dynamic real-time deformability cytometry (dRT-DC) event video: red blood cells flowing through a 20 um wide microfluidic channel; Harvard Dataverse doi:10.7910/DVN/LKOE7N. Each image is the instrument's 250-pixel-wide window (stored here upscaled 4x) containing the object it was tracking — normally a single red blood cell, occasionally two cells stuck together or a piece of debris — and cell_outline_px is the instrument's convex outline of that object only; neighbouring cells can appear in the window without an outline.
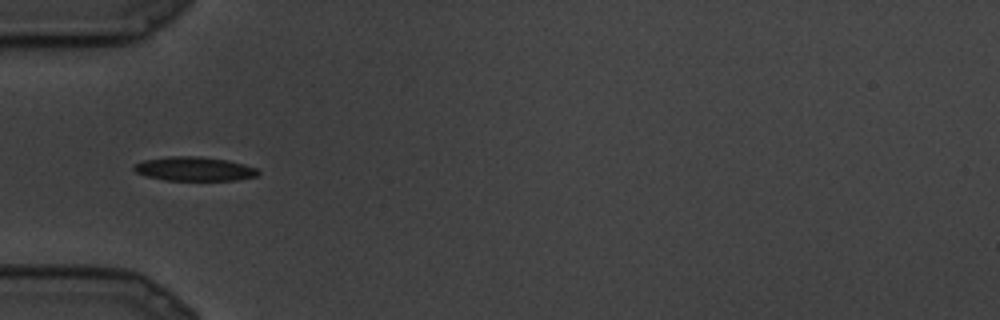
{"species": "common noctule bat (a hibernating species)", "species_latin": "Nyctalus noctula", "temperature_condition": "cold", "stored_images_in_passage": 9, "camera_frame_rate_fps": 3000, "um_per_image_px": 0.085, "animal": {"sex": "male", "body_mass_g": 19.5, "forearm_length_mm": 54.6}, "frame": {"image": 1, "passage_image": 1, "time_ms": 0.0, "image_size_px": [1000, 320], "cell_outline_px": [[260, 172], [256, 176], [236, 180], [164, 180], [144, 176], [136, 172], [132, 168], [132, 164], [144, 160], [168, 156], [200, 156], [228, 160], [244, 164], [256, 168]], "centroid_in_image_um": [16.47, 14.35], "position_along_channel_um": 68.5, "area_um2": 17.57}}
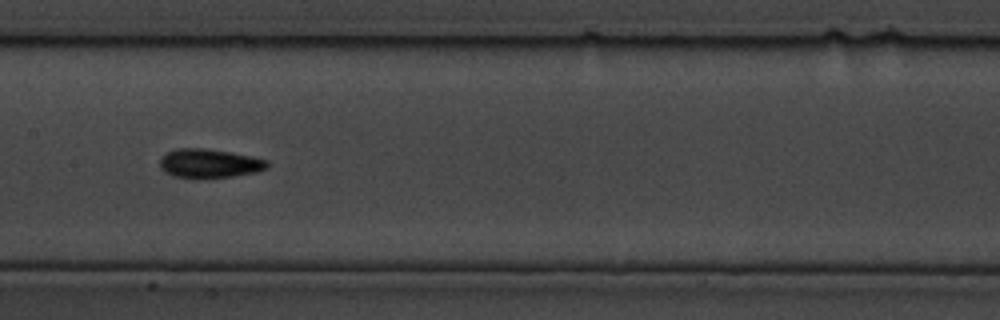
{"frame": {"image": 2, "passage_image": 6, "time_ms": 1.667, "image_size_px": [1000, 320], "cell_outline_px": [[268, 168], [256, 172], [232, 176], [172, 176], [164, 172], [160, 168], [160, 160], [168, 152], [176, 148], [204, 148], [232, 152], [268, 160]], "centroid_in_image_um": [17.81, 13.86], "position_along_channel_um": 189.6, "area_um2": 17.63}}
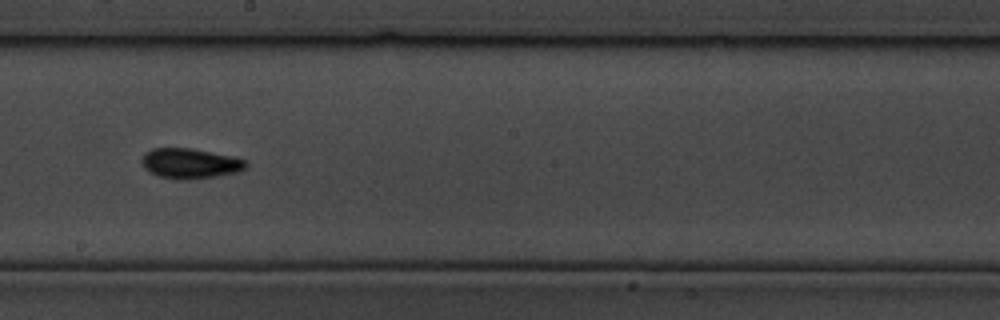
{"frame": {"image": 3, "passage_image": 8, "time_ms": 2.333, "image_size_px": [1000, 320], "cell_outline_px": [[248, 164], [240, 172], [216, 176], [188, 180], [176, 180], [156, 176], [144, 168], [140, 160], [144, 152], [152, 148], [192, 148], [232, 156], [244, 160]], "centroid_in_image_um": [16.11, 13.9], "position_along_channel_um": 232.1, "area_um2": 18.61}}